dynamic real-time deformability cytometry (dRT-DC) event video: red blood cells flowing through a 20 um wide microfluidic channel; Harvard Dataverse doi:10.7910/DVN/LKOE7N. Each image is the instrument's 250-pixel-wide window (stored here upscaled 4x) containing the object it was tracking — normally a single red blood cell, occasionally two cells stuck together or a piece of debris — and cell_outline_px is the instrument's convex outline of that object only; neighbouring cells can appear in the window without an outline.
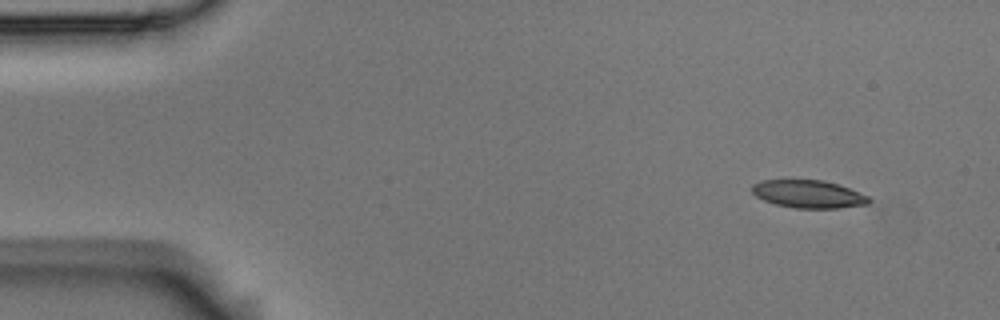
{"species": "Egyptian fruit bat (a non-hibernating species)", "species_latin": "Rousettus aegyptiacus", "temperature_condition": "room temperature", "stored_images_in_passage": 4, "camera_frame_rate_fps": 3000, "um_per_image_px": 0.085, "animal": {"sex": "male"}, "frame": {"image": 1, "passage_image": 1, "time_ms": 0.0, "image_size_px": [1000, 320], "cell_outline_px": [[872, 200], [868, 204], [840, 208], [796, 208], [776, 204], [764, 200], [756, 196], [752, 192], [752, 184], [760, 180], [824, 180], [848, 188], [868, 196]], "centroid_in_image_um": [68.71, 16.49], "position_along_channel_um": 16.3, "area_um2": 18.84}}
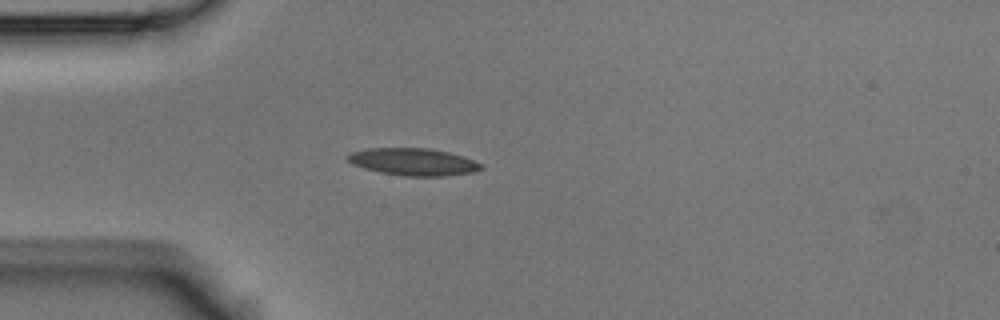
{"frame": {"image": 2, "passage_image": 3, "time_ms": 0.667, "image_size_px": [1000, 320], "cell_outline_px": [[484, 168], [472, 172], [444, 176], [404, 176], [380, 172], [364, 168], [352, 164], [348, 160], [348, 156], [352, 152], [368, 148], [428, 148], [448, 152], [484, 164]], "centroid_in_image_um": [35.14, 13.76], "position_along_channel_um": 49.9, "area_um2": 20.98}}